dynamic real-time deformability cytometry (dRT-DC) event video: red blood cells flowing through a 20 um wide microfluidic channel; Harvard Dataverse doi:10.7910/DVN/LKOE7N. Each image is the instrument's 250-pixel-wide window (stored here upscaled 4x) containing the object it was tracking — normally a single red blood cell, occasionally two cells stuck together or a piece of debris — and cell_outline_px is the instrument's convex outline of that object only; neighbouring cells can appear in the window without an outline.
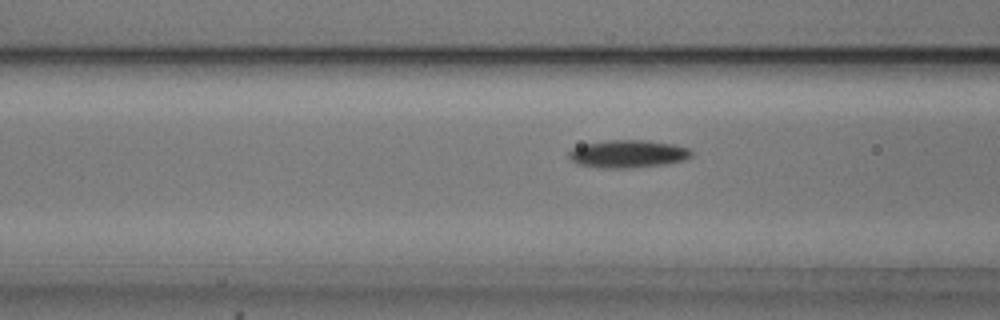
{"species": "common noctule bat (a hibernating species)", "species_latin": "Nyctalus noctula", "temperature_condition": "cold", "stored_images_in_passage": 51, "camera_frame_rate_fps": 3000, "um_per_image_px": 0.085, "animal": {"sex": "male", "body_mass_g": 20.5, "forearm_length_mm": 52.5}, "frame": {"image": 1, "passage_image": 18, "time_ms": 5.667, "image_size_px": [1000, 320], "cell_outline_px": [[692, 156], [684, 160], [664, 164], [628, 168], [600, 168], [576, 164], [568, 156], [568, 152], [572, 148], [584, 144], [608, 140], [644, 140], [672, 144], [688, 148], [692, 152]], "centroid_in_image_um": [53.34, 13.08], "position_along_channel_um": 113.3, "area_um2": 19.77}}
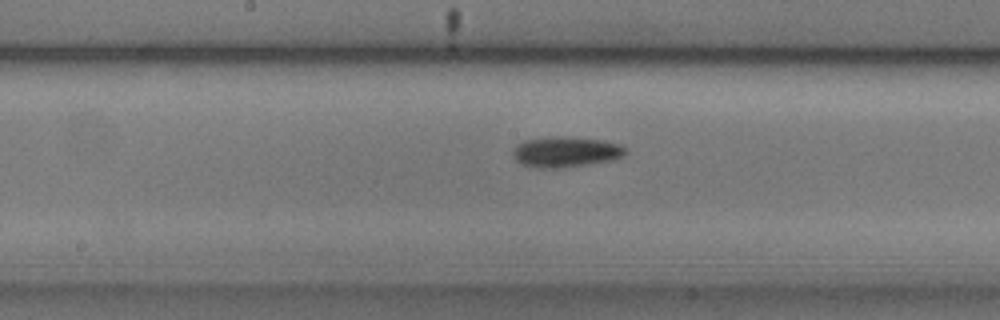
{"frame": {"image": 2, "passage_image": 25, "time_ms": 8.0, "image_size_px": [1000, 320], "cell_outline_px": [[628, 152], [624, 156], [612, 160], [588, 164], [560, 168], [544, 168], [524, 164], [516, 160], [512, 152], [516, 144], [524, 140], [552, 136], [560, 136], [604, 140], [620, 144], [628, 148]], "centroid_in_image_um": [48.14, 12.89], "position_along_channel_um": 200.1, "area_um2": 20.11}}
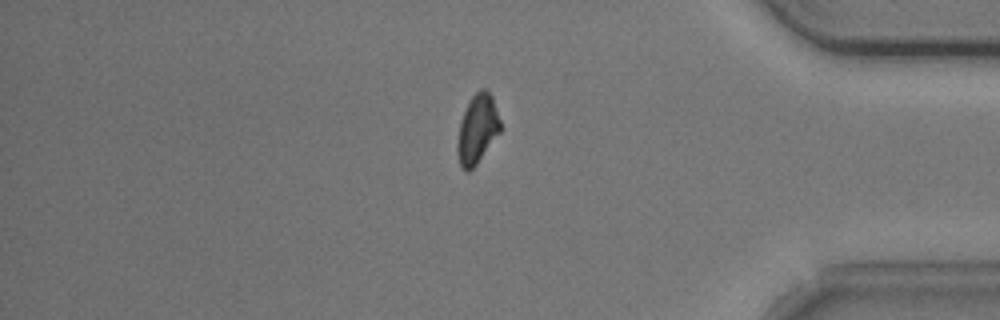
{"frame": {"image": 3, "passage_image": 43, "time_ms": 14.0, "image_size_px": [1000, 320], "cell_outline_px": [[500, 132], [476, 164], [468, 172], [464, 172], [460, 168], [456, 152], [456, 144], [460, 120], [468, 100], [480, 88], [484, 88], [492, 96], [500, 120]], "centroid_in_image_um": [40.53, 10.98], "position_along_channel_um": 394.7, "area_um2": 17.46}, "authors_computed_cell_mechanics": {"area_um2": 17.8602, "velocity_mm_per_s": 3.7045, "shape_relaxation_time_tau1_ms": 1.8354, "shape_relaxation_time_tau2_ms": null, "deformation_change_tau1": 0.1082, "deformation_change_tau2": null}}